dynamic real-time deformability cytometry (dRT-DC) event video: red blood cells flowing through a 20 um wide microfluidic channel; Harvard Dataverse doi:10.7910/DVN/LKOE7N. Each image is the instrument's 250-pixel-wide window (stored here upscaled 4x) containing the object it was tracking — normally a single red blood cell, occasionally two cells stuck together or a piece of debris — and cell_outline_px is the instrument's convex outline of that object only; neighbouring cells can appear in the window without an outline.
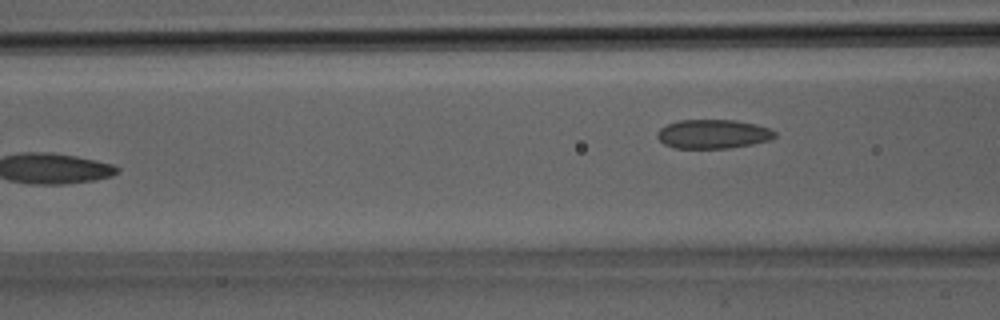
{"species": "Egyptian fruit bat (a non-hibernating species)", "species_latin": "Rousettus aegyptiacus", "temperature_condition": "room temperature", "stored_images_in_passage": 15, "camera_frame_rate_fps": 3000, "um_per_image_px": 0.085, "animal": {"sex": "male"}, "frame": {"image": 1, "passage_image": 15, "time_ms": 4.667, "image_size_px": [1000, 320], "cell_outline_px": [[776, 136], [772, 140], [752, 144], [728, 148], [672, 148], [664, 144], [656, 136], [656, 132], [660, 128], [668, 124], [680, 120], [736, 120], [756, 124], [772, 128], [776, 132]], "centroid_in_image_um": [60.64, 11.39], "position_along_channel_um": 106.0, "area_um2": 20.11}}